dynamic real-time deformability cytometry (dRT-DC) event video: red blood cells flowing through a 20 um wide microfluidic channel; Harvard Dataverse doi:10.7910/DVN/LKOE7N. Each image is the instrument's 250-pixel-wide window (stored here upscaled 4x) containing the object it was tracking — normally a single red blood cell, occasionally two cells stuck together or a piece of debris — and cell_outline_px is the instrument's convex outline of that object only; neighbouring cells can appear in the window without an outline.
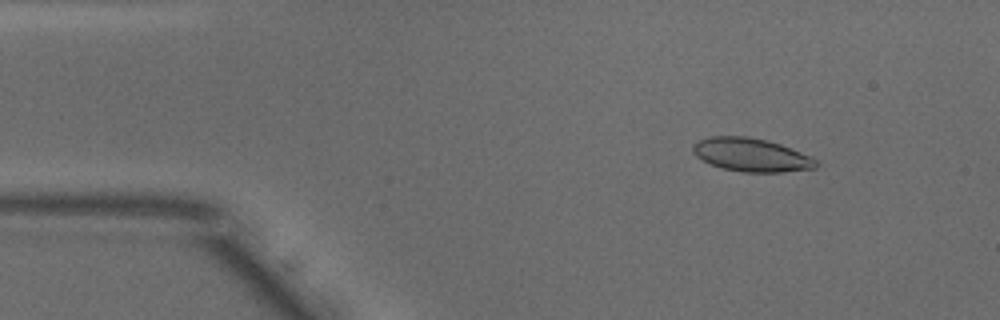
{"species": "common noctule bat (a hibernating species)", "species_latin": "Nyctalus noctula", "temperature_condition": "warm", "stored_images_in_passage": 51, "camera_frame_rate_fps": 3000, "um_per_image_px": 0.085, "animal": {"sex": "male", "body_mass_g": 18.8}, "frame": {"image": 1, "passage_image": 6, "time_ms": 1.667, "image_size_px": [1000, 320], "cell_outline_px": [[820, 164], [816, 168], [784, 172], [744, 172], [724, 168], [712, 164], [696, 156], [692, 152], [692, 144], [708, 136], [748, 136], [780, 144], [812, 156]], "centroid_in_image_um": [63.88, 13.16], "position_along_channel_um": 21.1, "area_um2": 23.93}}
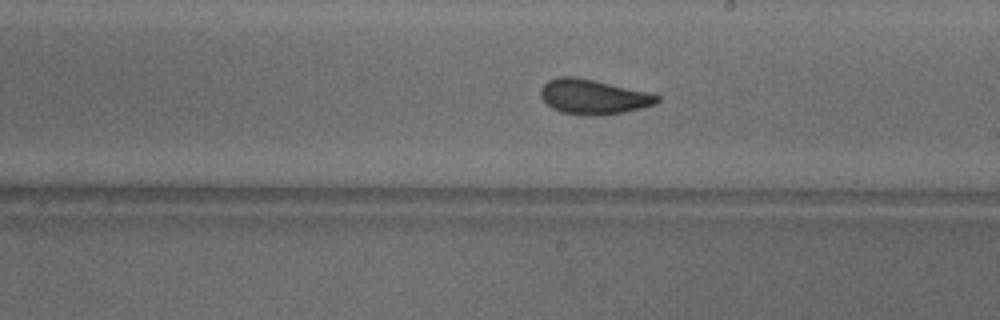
{"frame": {"image": 2, "passage_image": 28, "time_ms": 9.0, "image_size_px": [1000, 320], "cell_outline_px": [[660, 100], [656, 104], [624, 112], [592, 116], [588, 116], [560, 112], [552, 108], [540, 96], [540, 88], [548, 80], [560, 76], [572, 76], [652, 92], [660, 96]], "centroid_in_image_um": [50.44, 8.23], "position_along_channel_um": 238.6, "area_um2": 23.7}}
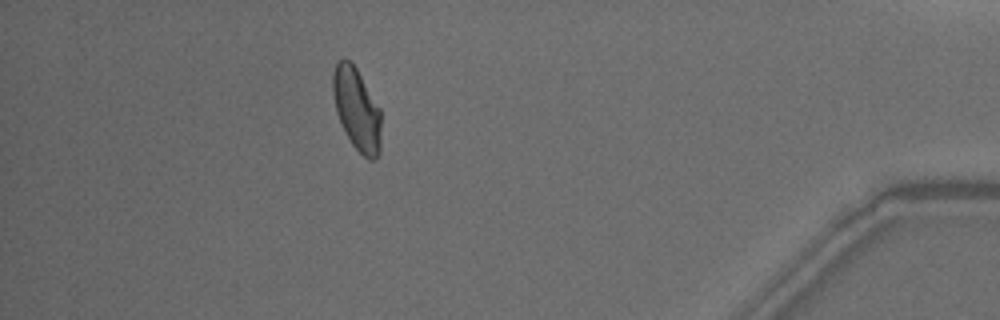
{"frame": {"image": 3, "passage_image": 45, "time_ms": 14.667, "image_size_px": [1000, 320], "cell_outline_px": [[380, 152], [376, 160], [368, 160], [352, 144], [336, 112], [332, 92], [332, 76], [336, 64], [340, 60], [348, 60], [356, 68], [380, 108]], "centroid_in_image_um": [30.33, 9.3], "position_along_channel_um": 404.9, "area_um2": 22.83}, "authors_computed_cell_mechanics": {"area_um2": 23.2934, "velocity_mm_per_s": 3.8825, "shape_relaxation_time_tau1_ms": 5.165, "shape_relaxation_time_tau2_ms": 1.1844, "deformation_change_tau1": 0.1442, "deformation_change_tau2": 0.0814}}